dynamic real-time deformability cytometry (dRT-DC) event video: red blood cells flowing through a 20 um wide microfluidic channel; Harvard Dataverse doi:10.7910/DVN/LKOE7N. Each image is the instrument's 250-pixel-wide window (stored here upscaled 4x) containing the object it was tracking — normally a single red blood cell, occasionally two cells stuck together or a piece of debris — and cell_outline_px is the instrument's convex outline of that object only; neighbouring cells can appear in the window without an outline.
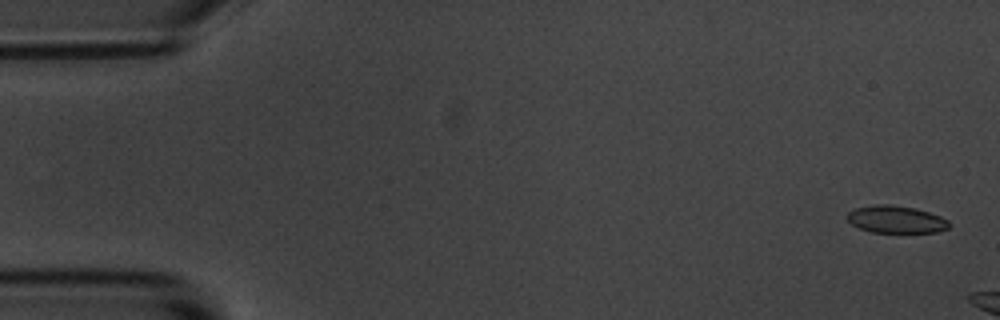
{"species": "common noctule bat (a hibernating species)", "species_latin": "Nyctalus noctula", "temperature_condition": "room temperature", "stored_images_in_passage": 4, "camera_frame_rate_fps": 3000, "um_per_image_px": 0.085, "animal": {"sex": "male", "body_mass_g": 20.1, "forearm_length_mm": 53.5}, "frame": {"image": 1, "passage_image": 1, "time_ms": 0.0, "image_size_px": [1000, 320], "cell_outline_px": [[948, 228], [936, 232], [872, 232], [860, 228], [852, 224], [848, 220], [848, 212], [856, 208], [876, 204], [888, 204], [916, 208], [940, 216], [948, 220]], "centroid_in_image_um": [76.16, 18.64], "position_along_channel_um": 8.8, "area_um2": 16.01}}